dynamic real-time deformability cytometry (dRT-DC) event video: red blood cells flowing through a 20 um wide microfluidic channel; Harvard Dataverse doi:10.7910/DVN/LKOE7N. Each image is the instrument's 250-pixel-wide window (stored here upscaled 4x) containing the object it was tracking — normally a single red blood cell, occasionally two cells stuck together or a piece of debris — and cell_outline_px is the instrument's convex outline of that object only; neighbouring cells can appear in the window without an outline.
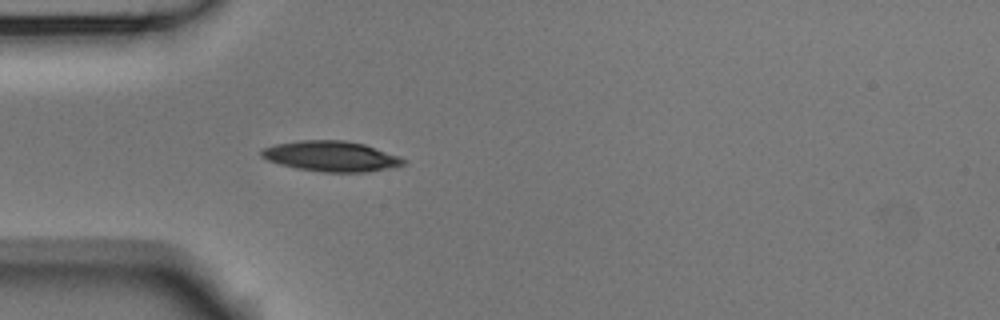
{"species": "Egyptian fruit bat (a non-hibernating species)", "species_latin": "Rousettus aegyptiacus", "temperature_condition": "room temperature", "stored_images_in_passage": 5, "camera_frame_rate_fps": 3000, "um_per_image_px": 0.085, "animal": {"sex": "male"}, "frame": {"image": 1, "passage_image": 5, "time_ms": 1.333, "image_size_px": [1000, 320], "cell_outline_px": [[408, 160], [404, 164], [396, 168], [368, 172], [324, 172], [296, 168], [280, 164], [268, 160], [260, 156], [260, 152], [264, 148], [276, 144], [300, 140], [344, 140], [364, 144], [400, 156]], "centroid_in_image_um": [28.21, 13.29], "position_along_channel_um": 56.8, "area_um2": 25.32}}